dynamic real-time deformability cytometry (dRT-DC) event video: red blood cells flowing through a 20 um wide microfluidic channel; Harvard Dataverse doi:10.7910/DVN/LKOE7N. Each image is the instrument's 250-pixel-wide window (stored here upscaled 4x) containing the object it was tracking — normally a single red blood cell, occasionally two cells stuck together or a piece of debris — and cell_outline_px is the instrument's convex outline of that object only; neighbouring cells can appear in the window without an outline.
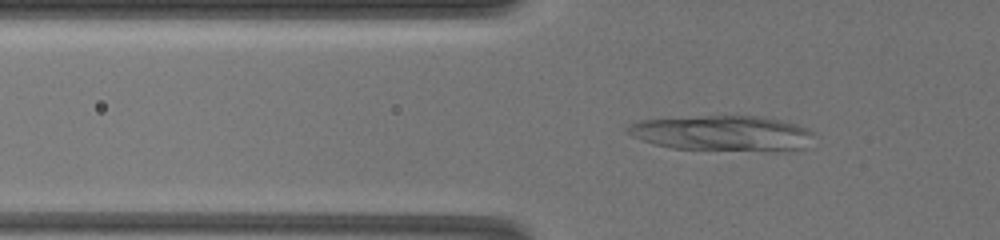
{"species": "common noctule bat (a hibernating species)", "species_latin": "Nyctalus noctula", "temperature_condition": "warm", "stored_images_in_passage": 40, "camera_frame_rate_fps": 3000, "um_per_image_px": 0.085, "animal": {"sex": "female", "body_mass_g": 19.5, "forearm_length_mm": 54.1}, "frame": {"image": 1, "passage_image": 11, "time_ms": 4.667, "image_size_px": [1000, 240], "cell_outline_px": [[812, 132], [804, 148], [780, 152], [772, 152], [672, 148], [652, 144], [640, 140], [624, 132], [624, 128], [640, 120], [708, 116], [760, 116], [780, 120], [804, 128]], "centroid_in_image_um": [61.34, 11.35], "position_along_channel_um": 64.5, "area_um2": 38.44}}